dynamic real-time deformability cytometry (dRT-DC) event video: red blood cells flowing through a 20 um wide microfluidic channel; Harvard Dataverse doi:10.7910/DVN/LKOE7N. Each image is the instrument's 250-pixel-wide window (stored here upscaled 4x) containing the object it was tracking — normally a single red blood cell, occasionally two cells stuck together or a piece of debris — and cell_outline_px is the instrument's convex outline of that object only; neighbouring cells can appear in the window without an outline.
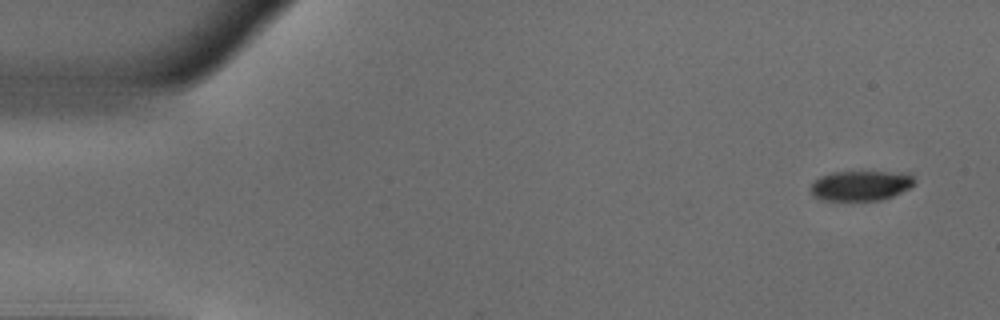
{"species": "common noctule bat (a hibernating species)", "species_latin": "Nyctalus noctula", "temperature_condition": "warm", "stored_images_in_passage": 50, "camera_frame_rate_fps": 3000, "um_per_image_px": 0.085, "animal": {"sex": "male", "body_mass_g": 18.8}, "frame": {"image": 1, "passage_image": 1, "time_ms": 0.0, "image_size_px": [1000, 320], "cell_outline_px": [[916, 184], [892, 196], [880, 200], [820, 200], [812, 196], [812, 184], [820, 176], [832, 172], [908, 172], [916, 180]], "centroid_in_image_um": [73.19, 15.77], "position_along_channel_um": 11.8, "area_um2": 18.15}}
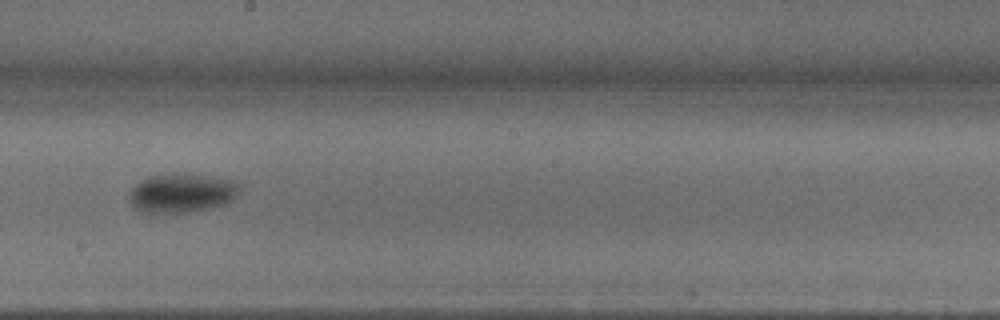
{"frame": {"image": 2, "passage_image": 27, "time_ms": 8.667, "image_size_px": [1000, 320], "cell_outline_px": [[240, 192], [232, 200], [224, 204], [188, 212], [156, 216], [148, 216], [140, 212], [128, 200], [128, 192], [140, 180], [148, 176], [208, 176], [232, 180], [240, 184]], "centroid_in_image_um": [15.37, 16.49], "position_along_channel_um": 232.8, "area_um2": 25.2}}
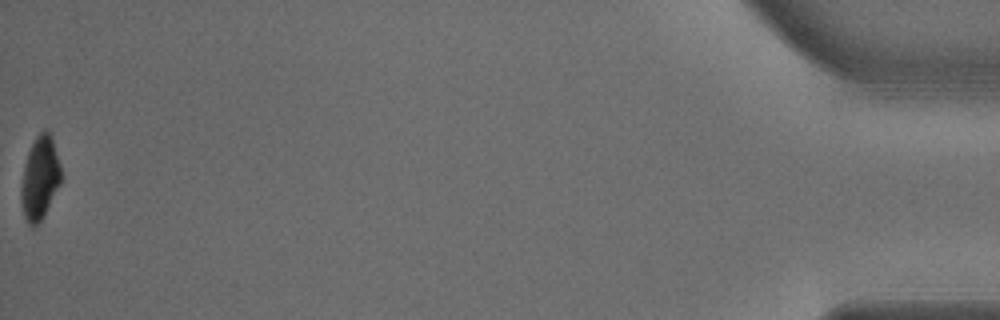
{"frame": {"image": 3, "passage_image": 50, "time_ms": 16.333, "image_size_px": [1000, 320], "cell_outline_px": [[60, 184], [44, 216], [36, 228], [32, 228], [28, 224], [24, 216], [20, 200], [20, 188], [24, 164], [28, 152], [36, 136], [44, 128], [48, 128], [60, 164]], "centroid_in_image_um": [3.36, 15.17], "position_along_channel_um": 431.8, "area_um2": 19.48}, "authors_computed_cell_mechanics": {"area_um2": 22.8599, "velocity_mm_per_s": 3.8947, "shape_relaxation_time_tau1_ms": 3.1971, "shape_relaxation_time_tau2_ms": null, "deformation_change_tau1": 0.1365, "deformation_change_tau2": null}}